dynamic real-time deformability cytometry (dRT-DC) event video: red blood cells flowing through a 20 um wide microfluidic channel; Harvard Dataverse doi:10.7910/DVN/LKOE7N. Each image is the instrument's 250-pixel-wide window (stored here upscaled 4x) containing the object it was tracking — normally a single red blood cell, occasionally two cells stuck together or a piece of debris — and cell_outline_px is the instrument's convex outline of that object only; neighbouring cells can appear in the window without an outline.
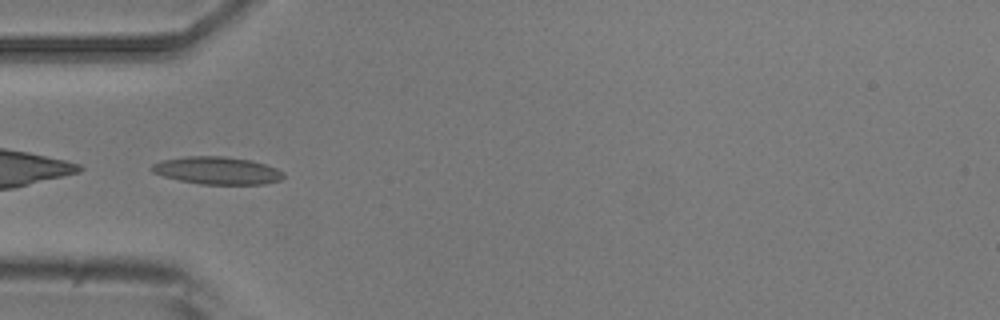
{"species": "common noctule bat (a hibernating species)", "species_latin": "Nyctalus noctula", "temperature_condition": "room temperature", "stored_images_in_passage": 5, "camera_frame_rate_fps": 3000, "um_per_image_px": 0.085, "animal": {"sex": "male", "body_mass_g": 20.5, "forearm_length_mm": 52.5}, "frame": {"image": 1, "passage_image": 5, "time_ms": 4.667, "image_size_px": [1000, 320], "cell_outline_px": [[284, 176], [280, 180], [264, 184], [200, 184], [180, 180], [164, 176], [152, 172], [152, 164], [160, 160], [184, 156], [224, 156], [252, 160], [276, 168], [284, 172]], "centroid_in_image_um": [18.46, 14.48], "position_along_channel_um": 66.5, "area_um2": 21.15}}